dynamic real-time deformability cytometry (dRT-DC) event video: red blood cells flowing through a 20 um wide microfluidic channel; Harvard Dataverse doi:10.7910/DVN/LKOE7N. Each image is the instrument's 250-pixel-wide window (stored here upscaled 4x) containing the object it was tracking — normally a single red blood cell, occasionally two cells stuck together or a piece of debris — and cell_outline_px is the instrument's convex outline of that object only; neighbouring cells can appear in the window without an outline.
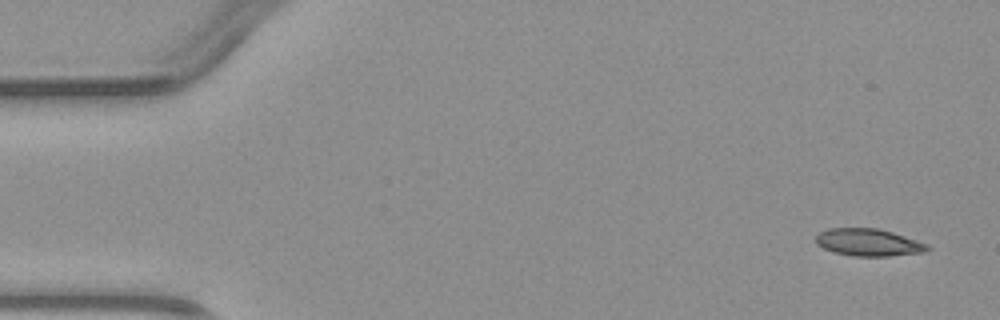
{"species": "common noctule bat (a hibernating species)", "species_latin": "Nyctalus noctula", "temperature_condition": "warm", "stored_images_in_passage": 4, "camera_frame_rate_fps": 3000, "um_per_image_px": 0.085, "animal": {"sex": "male", "body_mass_g": 23.1, "forearm_length_mm": 52.7}, "frame": {"image": 1, "passage_image": 1, "time_ms": 0.0, "image_size_px": [1000, 320], "cell_outline_px": [[932, 248], [924, 252], [888, 256], [852, 256], [836, 252], [824, 248], [816, 244], [816, 236], [820, 232], [828, 228], [880, 228], [928, 244]], "centroid_in_image_um": [73.83, 20.6], "position_along_channel_um": 11.2, "area_um2": 17.69}}
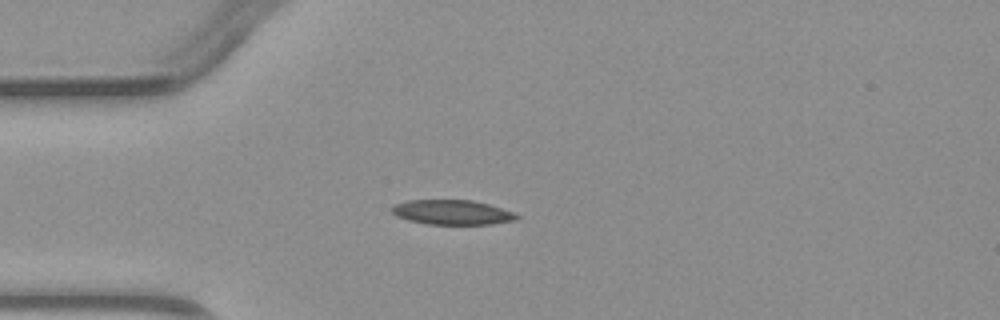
{"frame": {"image": 2, "passage_image": 4, "time_ms": 3.333, "image_size_px": [1000, 320], "cell_outline_px": [[520, 216], [516, 220], [492, 224], [428, 224], [408, 220], [396, 216], [392, 212], [392, 208], [396, 204], [408, 200], [472, 200], [488, 204], [512, 212]], "centroid_in_image_um": [38.43, 18.05], "position_along_channel_um": 46.6, "area_um2": 17.8}}